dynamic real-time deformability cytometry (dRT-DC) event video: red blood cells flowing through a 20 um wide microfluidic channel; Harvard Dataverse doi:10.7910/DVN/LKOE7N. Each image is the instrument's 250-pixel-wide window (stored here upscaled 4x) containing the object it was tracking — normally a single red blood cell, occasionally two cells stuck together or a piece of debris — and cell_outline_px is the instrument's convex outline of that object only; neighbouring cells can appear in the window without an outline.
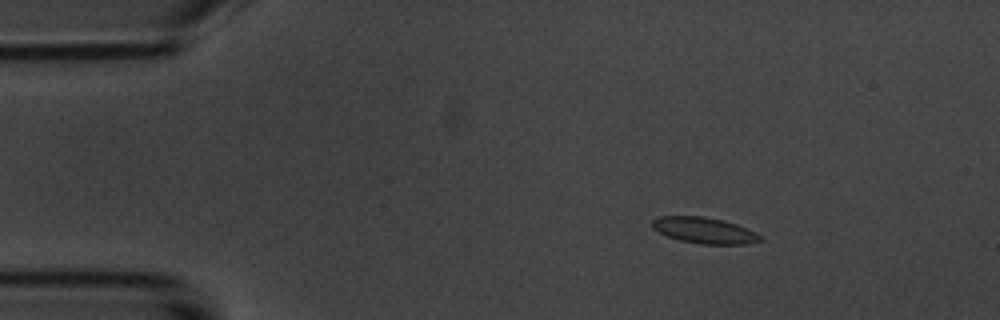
{"species": "common noctule bat (a hibernating species)", "species_latin": "Nyctalus noctula", "temperature_condition": "room temperature", "stored_images_in_passage": 5, "camera_frame_rate_fps": 3000, "um_per_image_px": 0.085, "animal": {"sex": "male", "body_mass_g": 20.1, "forearm_length_mm": 53.5}, "frame": {"image": 1, "passage_image": 3, "time_ms": 2.333, "image_size_px": [1000, 320], "cell_outline_px": [[764, 240], [748, 244], [700, 244], [680, 240], [668, 236], [652, 228], [652, 220], [660, 216], [704, 216], [724, 220], [736, 224], [756, 232]], "centroid_in_image_um": [59.89, 19.58], "position_along_channel_um": 25.1, "area_um2": 16.42}}